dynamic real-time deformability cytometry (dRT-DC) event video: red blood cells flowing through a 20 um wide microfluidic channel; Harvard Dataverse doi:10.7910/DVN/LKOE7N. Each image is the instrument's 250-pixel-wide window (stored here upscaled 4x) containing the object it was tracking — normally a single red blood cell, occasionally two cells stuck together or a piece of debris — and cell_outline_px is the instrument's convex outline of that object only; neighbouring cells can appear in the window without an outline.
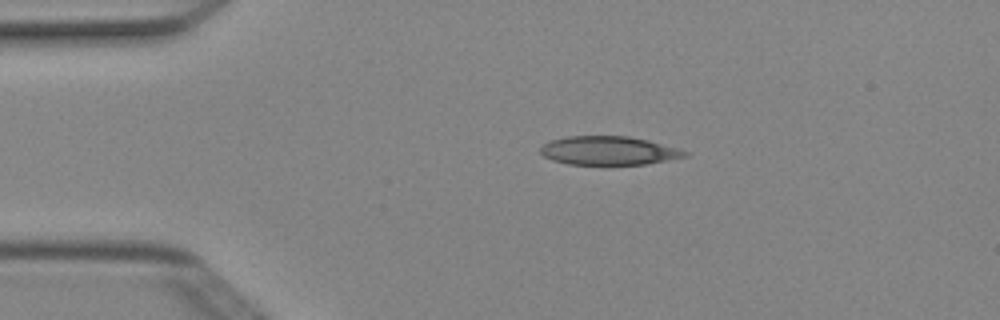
{"species": "Egyptian fruit bat (a non-hibernating species)", "species_latin": "Rousettus aegyptiacus", "temperature_condition": "cold", "stored_images_in_passage": 2, "camera_frame_rate_fps": 3000, "um_per_image_px": 0.085, "animal": {"sex": "female"}, "frame": {"image": 1, "passage_image": 1, "time_ms": 0.0, "image_size_px": [1000, 320], "cell_outline_px": [[688, 156], [644, 164], [568, 164], [552, 160], [544, 156], [540, 152], [540, 148], [544, 144], [552, 140], [568, 136], [628, 136], [648, 140], [680, 148], [688, 152]], "centroid_in_image_um": [51.75, 12.8], "position_along_channel_um": 33.2, "area_um2": 23.99}}